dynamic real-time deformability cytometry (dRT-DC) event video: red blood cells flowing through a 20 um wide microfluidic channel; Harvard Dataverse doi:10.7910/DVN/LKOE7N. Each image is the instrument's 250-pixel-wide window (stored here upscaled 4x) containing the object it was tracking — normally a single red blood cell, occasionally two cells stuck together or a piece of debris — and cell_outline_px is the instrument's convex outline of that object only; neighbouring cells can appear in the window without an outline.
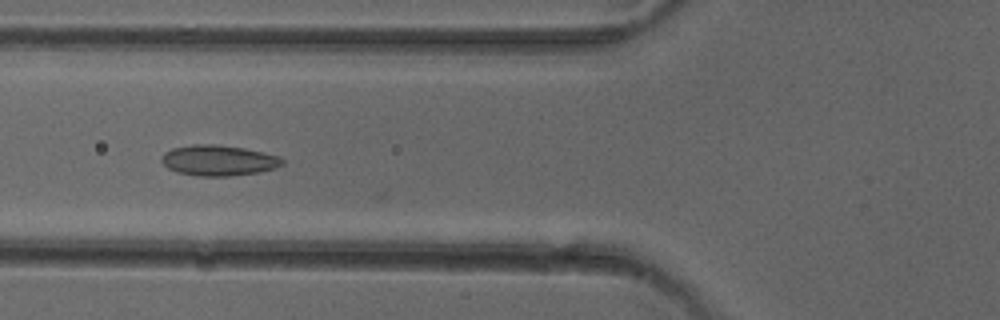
{"species": "common noctule bat (a hibernating species)", "species_latin": "Nyctalus noctula", "temperature_condition": "cold", "stored_images_in_passage": 35, "camera_frame_rate_fps": 3000, "um_per_image_px": 0.085, "animal": {"sex": "female"}, "frame": {"image": 1, "passage_image": 5, "time_ms": 1.333, "image_size_px": [1000, 320], "cell_outline_px": [[284, 164], [276, 168], [260, 172], [228, 176], [196, 176], [176, 172], [168, 168], [160, 160], [164, 152], [172, 148], [192, 144], [216, 144], [244, 148], [280, 156], [284, 160]], "centroid_in_image_um": [18.57, 13.63], "position_along_channel_um": 107.2, "area_um2": 21.73}}
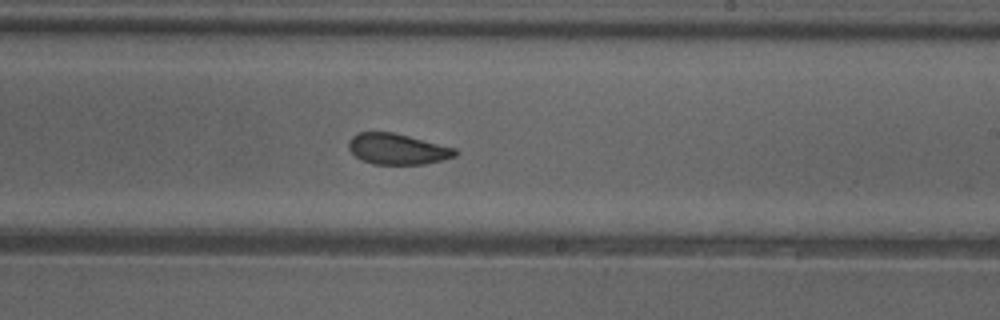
{"frame": {"image": 2, "passage_image": 16, "time_ms": 5.0, "image_size_px": [1000, 320], "cell_outline_px": [[460, 152], [456, 156], [424, 164], [372, 164], [356, 156], [348, 148], [348, 140], [356, 132], [392, 132], [456, 148]], "centroid_in_image_um": [33.77, 12.66], "position_along_channel_um": 255.2, "area_um2": 19.07}}
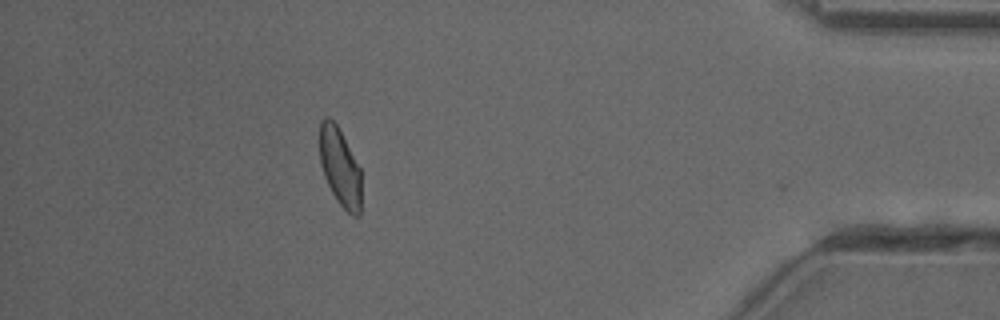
{"frame": {"image": 3, "passage_image": 31, "time_ms": 10.0, "image_size_px": [1000, 320], "cell_outline_px": [[360, 216], [352, 216], [336, 200], [324, 176], [320, 164], [320, 120], [324, 116], [328, 116], [336, 124], [360, 168]], "centroid_in_image_um": [28.88, 14.2], "position_along_channel_um": 406.3, "area_um2": 18.73}, "authors_computed_cell_mechanics": {"area_um2": 19.7676, "velocity_mm_per_s": 4.0426, "shape_relaxation_time_tau1_ms": 3.8598, "shape_relaxation_time_tau2_ms": 1.4566, "deformation_change_tau1": 0.1027, "deformation_change_tau2": 0.0618}}